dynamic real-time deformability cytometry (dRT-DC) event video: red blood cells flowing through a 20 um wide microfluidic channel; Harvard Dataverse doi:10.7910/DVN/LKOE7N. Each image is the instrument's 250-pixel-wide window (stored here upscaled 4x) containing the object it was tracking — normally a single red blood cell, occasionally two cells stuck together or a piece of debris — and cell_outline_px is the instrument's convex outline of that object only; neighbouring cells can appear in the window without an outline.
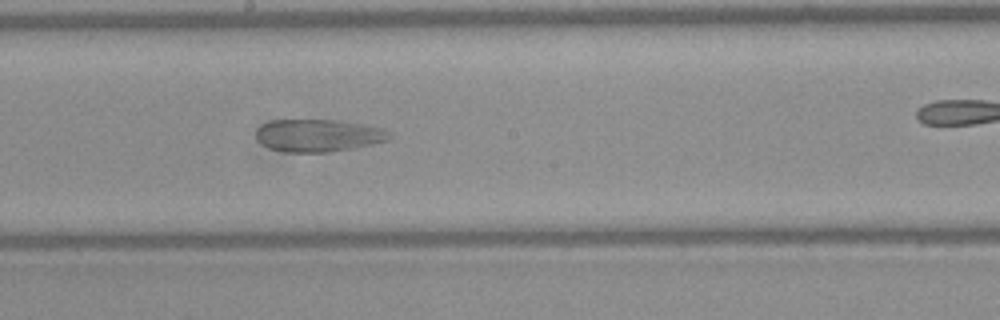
{"species": "Egyptian fruit bat (a non-hibernating species)", "species_latin": "Rousettus aegyptiacus", "temperature_condition": "warm", "stored_images_in_passage": 36, "camera_frame_rate_fps": 3000, "um_per_image_px": 0.085, "frame": {"image": 1, "passage_image": 22, "time_ms": 7.0, "image_size_px": [1000, 320], "cell_outline_px": [[392, 136], [388, 140], [352, 148], [328, 152], [284, 152], [268, 148], [260, 144], [256, 140], [256, 128], [272, 120], [336, 120], [360, 124], [380, 128], [388, 132]], "centroid_in_image_um": [26.97, 11.52], "position_along_channel_um": 221.2, "area_um2": 25.09}}
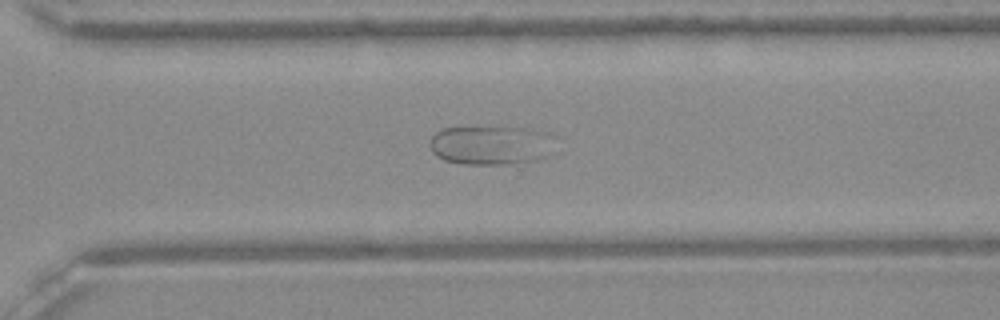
{"frame": {"image": 2, "passage_image": 30, "time_ms": 9.667, "image_size_px": [1000, 320], "cell_outline_px": [[548, 156], [540, 160], [516, 164], [464, 164], [444, 160], [436, 156], [432, 152], [432, 136], [436, 132], [444, 128], [524, 128], [536, 132]], "centroid_in_image_um": [41.48, 12.39], "position_along_channel_um": 329.1, "area_um2": 26.7}}
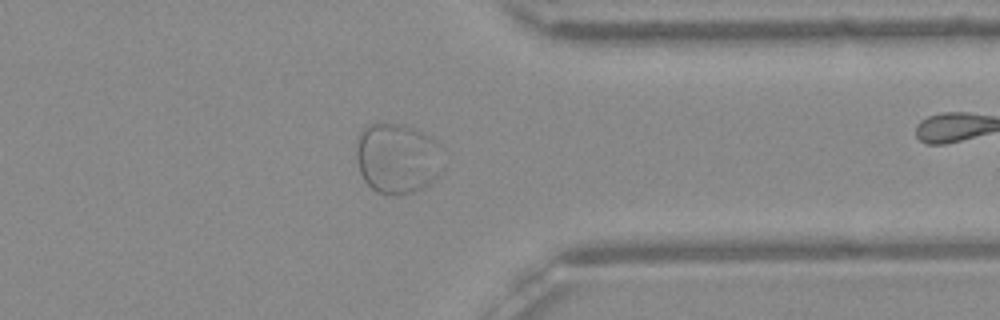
{"frame": {"image": 3, "passage_image": 34, "time_ms": 11.0, "image_size_px": [1000, 320], "cell_outline_px": [[444, 168], [440, 176], [428, 184], [412, 192], [388, 196], [376, 192], [364, 180], [360, 172], [356, 156], [356, 136], [364, 128], [372, 124], [400, 124], [424, 132], [432, 136], [440, 144]], "centroid_in_image_um": [33.8, 13.46], "position_along_channel_um": 377.6, "area_um2": 36.18}}